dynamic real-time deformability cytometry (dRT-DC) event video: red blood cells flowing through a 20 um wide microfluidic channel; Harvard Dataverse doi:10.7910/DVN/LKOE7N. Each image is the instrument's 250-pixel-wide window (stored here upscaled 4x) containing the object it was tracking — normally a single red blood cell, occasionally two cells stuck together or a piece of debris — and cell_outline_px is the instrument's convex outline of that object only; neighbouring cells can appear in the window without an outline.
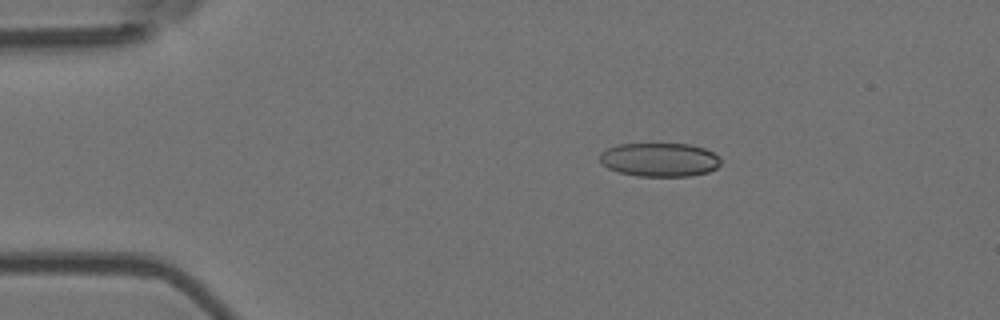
{"species": "Egyptian fruit bat (a non-hibernating species)", "species_latin": "Rousettus aegyptiacus", "temperature_condition": "room temperature", "stored_images_in_passage": 8, "camera_frame_rate_fps": 3000, "um_per_image_px": 0.085, "animal": {"sex": "female"}, "frame": {"image": 1, "passage_image": 2, "time_ms": 0.333, "image_size_px": [1000, 320], "cell_outline_px": [[720, 164], [716, 168], [708, 172], [688, 176], [636, 176], [620, 172], [608, 168], [600, 160], [600, 152], [608, 148], [620, 144], [688, 144], [704, 148], [720, 156]], "centroid_in_image_um": [56.08, 13.57], "position_along_channel_um": 28.9, "area_um2": 23.7}}
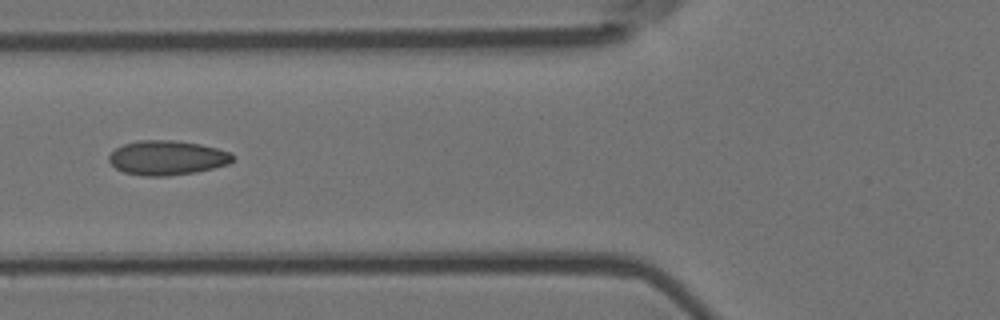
{"frame": {"image": 2, "passage_image": 5, "time_ms": 1.333, "image_size_px": [1000, 320], "cell_outline_px": [[236, 156], [228, 164], [196, 172], [168, 176], [144, 176], [124, 172], [116, 168], [108, 160], [108, 156], [116, 148], [124, 144], [136, 140], [176, 140], [200, 144], [216, 148], [228, 152]], "centroid_in_image_um": [14.19, 13.41], "position_along_channel_um": 111.6, "area_um2": 24.85}}
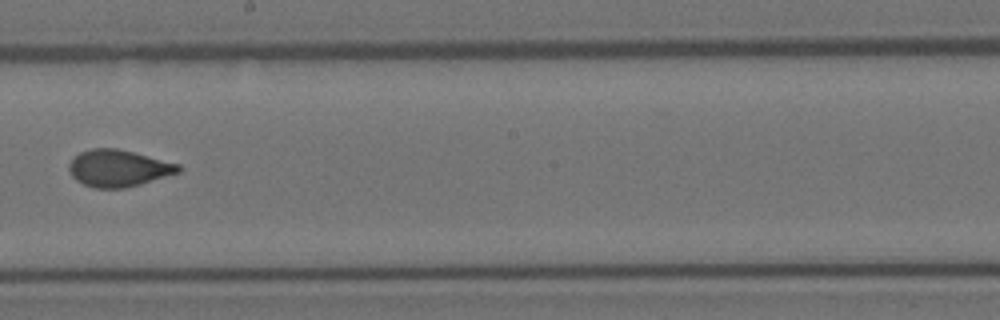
{"frame": {"image": 3, "passage_image": 8, "time_ms": 2.333, "image_size_px": [1000, 320], "cell_outline_px": [[180, 172], [140, 184], [124, 188], [92, 188], [76, 180], [72, 176], [68, 168], [68, 164], [80, 152], [92, 148], [116, 148], [180, 164]], "centroid_in_image_um": [10.04, 14.3], "position_along_channel_um": 238.2, "area_um2": 23.29}}